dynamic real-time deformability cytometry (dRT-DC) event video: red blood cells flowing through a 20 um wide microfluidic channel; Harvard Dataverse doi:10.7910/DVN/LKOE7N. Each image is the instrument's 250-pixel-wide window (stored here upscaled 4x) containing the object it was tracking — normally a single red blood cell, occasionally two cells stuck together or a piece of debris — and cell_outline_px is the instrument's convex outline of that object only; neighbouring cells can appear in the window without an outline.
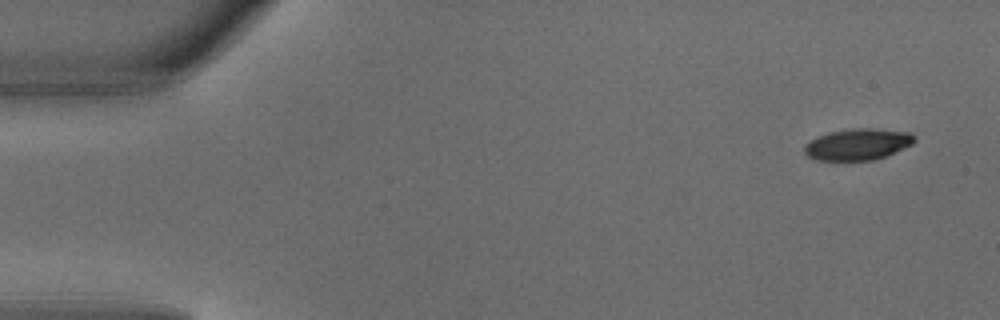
{"species": "common noctule bat (a hibernating species)", "species_latin": "Nyctalus noctula", "temperature_condition": "warm", "stored_images_in_passage": 4, "camera_frame_rate_fps": 3000, "um_per_image_px": 0.085, "animal": {"sex": "male", "body_mass_g": 18.8}, "frame": {"image": 1, "passage_image": 1, "time_ms": 0.0, "image_size_px": [1000, 320], "cell_outline_px": [[916, 140], [912, 144], [884, 156], [872, 160], [816, 160], [808, 156], [804, 152], [804, 144], [816, 136], [828, 132], [852, 128], [872, 128], [912, 132], [916, 136]], "centroid_in_image_um": [72.89, 12.25], "position_along_channel_um": 12.1, "area_um2": 20.23}}
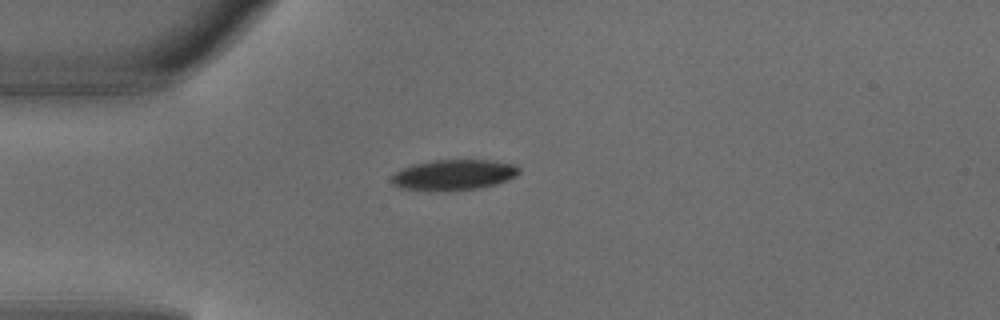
{"frame": {"image": 2, "passage_image": 4, "time_ms": 1.0, "image_size_px": [1000, 320], "cell_outline_px": [[520, 172], [516, 176], [508, 180], [496, 184], [480, 188], [400, 188], [392, 184], [392, 176], [400, 168], [412, 164], [432, 160], [492, 160], [516, 164], [520, 168]], "centroid_in_image_um": [38.63, 14.8], "position_along_channel_um": 46.4, "area_um2": 22.02}}